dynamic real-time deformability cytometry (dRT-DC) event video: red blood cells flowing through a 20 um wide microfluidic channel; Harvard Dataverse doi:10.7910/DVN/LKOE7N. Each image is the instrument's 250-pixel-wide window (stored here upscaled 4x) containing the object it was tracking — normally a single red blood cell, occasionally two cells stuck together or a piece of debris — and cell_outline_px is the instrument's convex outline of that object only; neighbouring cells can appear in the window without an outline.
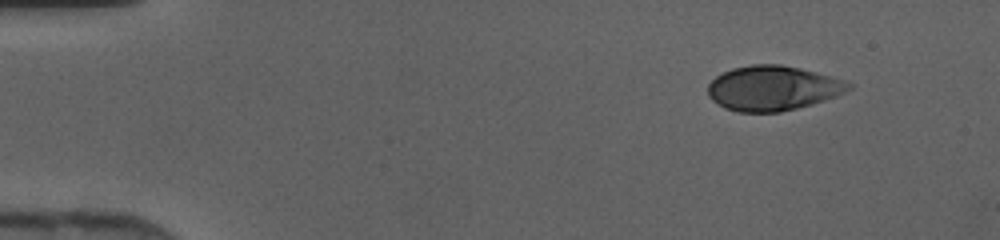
{"species": "human", "species_latin": "Homo sapiens", "temperature_condition": "cold", "stored_images_in_passage": 41, "camera_frame_rate_fps": 3000, "um_per_image_px": 0.085, "donor": {"sex": "female"}, "frame": {"image": 1, "passage_image": 1, "time_ms": 0.0, "image_size_px": [1000, 240], "cell_outline_px": [[852, 88], [836, 96], [812, 104], [780, 112], [740, 112], [724, 108], [712, 100], [708, 96], [708, 84], [716, 76], [732, 68], [752, 64], [780, 64], [800, 68], [844, 80], [852, 84]], "centroid_in_image_um": [65.67, 7.49], "position_along_channel_um": 19.3, "area_um2": 36.65}}
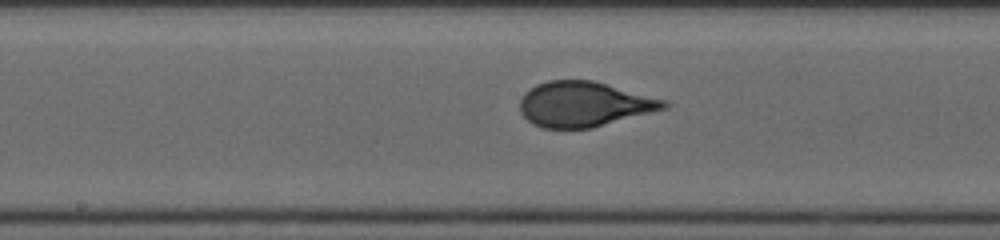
{"frame": {"image": 2, "passage_image": 20, "time_ms": 6.333, "image_size_px": [1000, 240], "cell_outline_px": [[672, 104], [668, 108], [592, 128], [544, 128], [532, 124], [520, 112], [520, 100], [524, 92], [536, 84], [548, 80], [592, 80], [668, 100]], "centroid_in_image_um": [49.67, 8.85], "position_along_channel_um": 198.5, "area_um2": 38.09}}
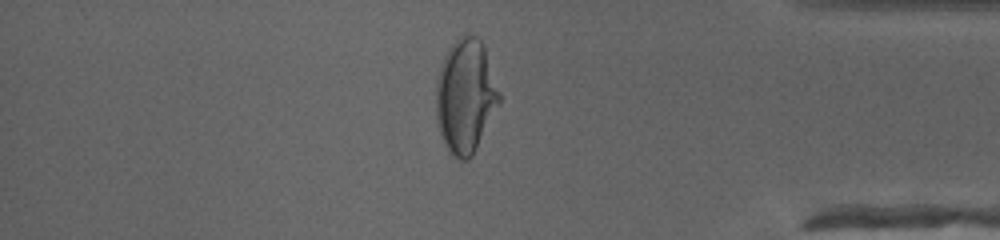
{"frame": {"image": 3, "passage_image": 35, "time_ms": 11.333, "image_size_px": [1000, 240], "cell_outline_px": [[500, 104], [472, 156], [468, 160], [460, 160], [452, 156], [448, 152], [444, 144], [436, 120], [436, 80], [444, 56], [448, 48], [460, 36], [476, 36], [484, 44], [500, 92]], "centroid_in_image_um": [39.57, 8.19], "position_along_channel_um": 395.6, "area_um2": 42.19}}